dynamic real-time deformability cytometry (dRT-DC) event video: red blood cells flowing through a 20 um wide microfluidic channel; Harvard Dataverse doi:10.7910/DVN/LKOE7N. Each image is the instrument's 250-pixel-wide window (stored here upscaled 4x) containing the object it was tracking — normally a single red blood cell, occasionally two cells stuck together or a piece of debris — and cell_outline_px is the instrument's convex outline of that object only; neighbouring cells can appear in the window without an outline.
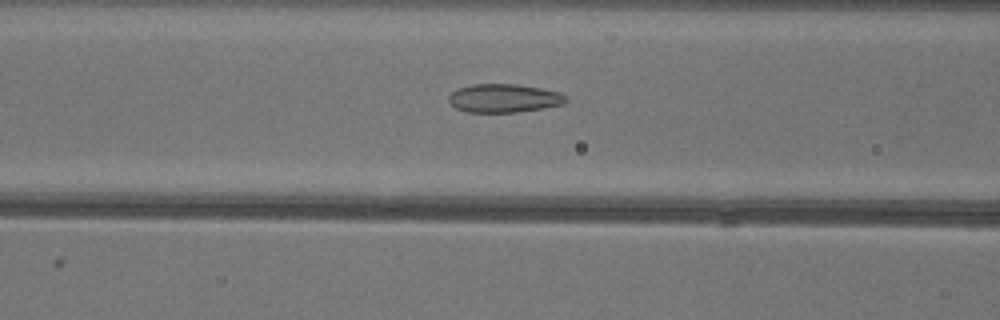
{"species": "common noctule bat (a hibernating species)", "species_latin": "Nyctalus noctula", "temperature_condition": "warm", "stored_images_in_passage": 42, "camera_frame_rate_fps": 3000, "um_per_image_px": 0.085, "animal": {"sex": "female"}, "frame": {"image": 1, "passage_image": 12, "time_ms": 3.667, "image_size_px": [1000, 320], "cell_outline_px": [[568, 100], [564, 104], [544, 108], [516, 112], [468, 112], [456, 108], [448, 100], [448, 96], [456, 88], [472, 84], [520, 84], [560, 92]], "centroid_in_image_um": [42.83, 8.34], "position_along_channel_um": 123.8, "area_um2": 19.54}}
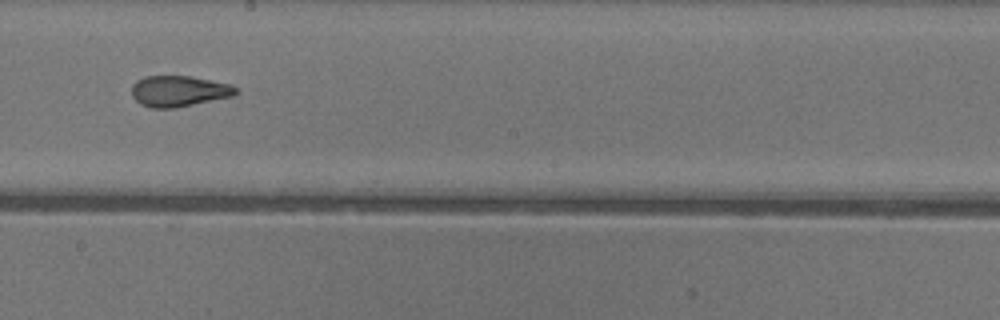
{"frame": {"image": 2, "passage_image": 20, "time_ms": 6.333, "image_size_px": [1000, 320], "cell_outline_px": [[240, 92], [232, 96], [176, 108], [152, 108], [140, 104], [132, 96], [132, 84], [136, 80], [144, 76], [192, 76], [232, 84], [240, 88]], "centroid_in_image_um": [15.24, 7.74], "position_along_channel_um": 233.0, "area_um2": 19.07}}
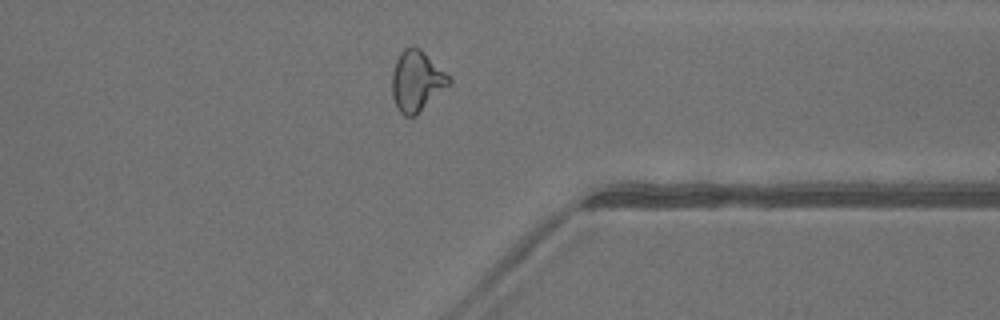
{"frame": {"image": 3, "passage_image": 31, "time_ms": 10.0, "image_size_px": [1000, 320], "cell_outline_px": [[452, 84], [416, 116], [404, 116], [400, 112], [392, 96], [392, 72], [396, 60], [400, 52], [404, 48], [412, 44], [420, 48], [452, 76]], "centroid_in_image_um": [35.47, 6.87], "position_along_channel_um": 375.9, "area_um2": 20.75}, "authors_computed_cell_mechanics": {"area_um2": 19.8832, "velocity_mm_per_s": 4.0937, "shape_relaxation_time_tau1_ms": null, "shape_relaxation_time_tau2_ms": 1.6342, "deformation_change_tau1": null, "deformation_change_tau2": 0.0814}}